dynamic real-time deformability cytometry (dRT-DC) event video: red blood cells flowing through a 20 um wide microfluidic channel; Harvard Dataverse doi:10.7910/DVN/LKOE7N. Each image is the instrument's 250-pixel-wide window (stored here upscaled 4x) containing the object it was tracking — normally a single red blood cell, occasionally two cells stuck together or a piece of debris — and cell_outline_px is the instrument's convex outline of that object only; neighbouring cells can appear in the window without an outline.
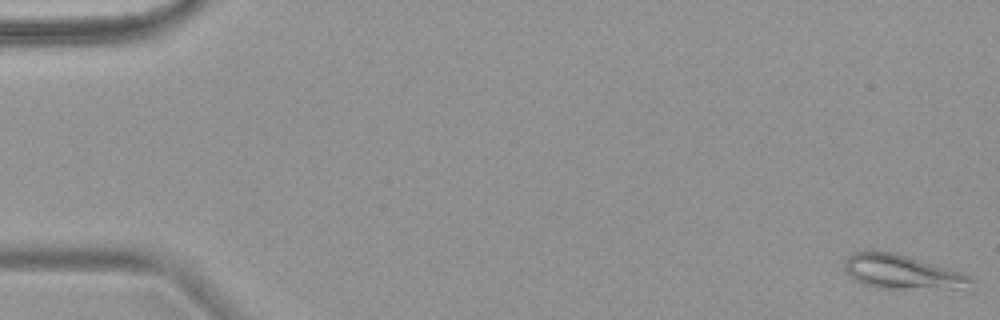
{"species": "common noctule bat (a hibernating species)", "species_latin": "Nyctalus noctula", "temperature_condition": "warm", "stored_images_in_passage": 5, "camera_frame_rate_fps": 3000, "um_per_image_px": 0.085, "animal": {"sex": "female", "body_mass_g": 18.4}, "frame": {"image": 1, "passage_image": 1, "time_ms": 0.0, "image_size_px": [1000, 320], "cell_outline_px": [[976, 280], [956, 288], [876, 288], [864, 284], [856, 280], [844, 272], [844, 260], [852, 252], [868, 248], [872, 248], [896, 252], [952, 268], [964, 272]], "centroid_in_image_um": [76.58, 23.04], "position_along_channel_um": 8.4, "area_um2": 25.78}}